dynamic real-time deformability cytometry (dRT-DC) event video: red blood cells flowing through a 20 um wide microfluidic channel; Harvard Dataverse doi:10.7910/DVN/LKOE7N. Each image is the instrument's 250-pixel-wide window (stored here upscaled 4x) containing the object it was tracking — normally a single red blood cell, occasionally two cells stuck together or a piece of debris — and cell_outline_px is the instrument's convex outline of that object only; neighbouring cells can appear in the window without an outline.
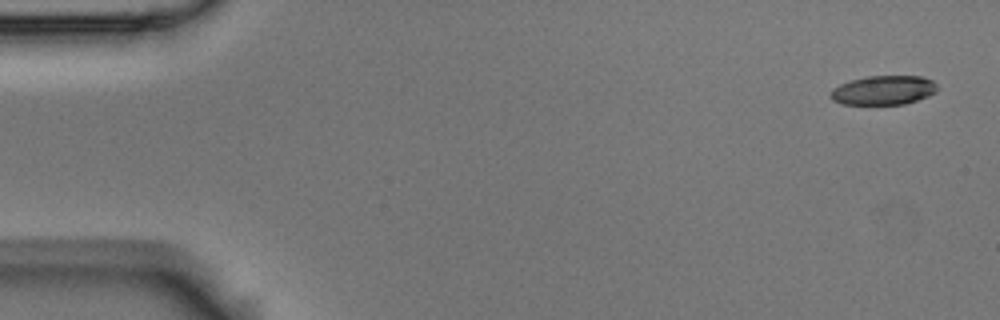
{"species": "Egyptian fruit bat (a non-hibernating species)", "species_latin": "Rousettus aegyptiacus", "temperature_condition": "room temperature", "stored_images_in_passage": 5, "segment_of_instrument_passage": [1, 2], "camera_frame_rate_fps": 3000, "um_per_image_px": 0.085, "animal": {"sex": "male"}, "frame": {"image": 1, "passage_image": 1, "time_ms": 0.0, "image_size_px": [1000, 320], "cell_outline_px": [[936, 92], [928, 96], [904, 104], [844, 104], [832, 100], [828, 96], [832, 88], [840, 84], [852, 80], [868, 76], [920, 76], [932, 80], [936, 84]], "centroid_in_image_um": [75.07, 7.67], "position_along_channel_um": 9.9, "area_um2": 18.09}}
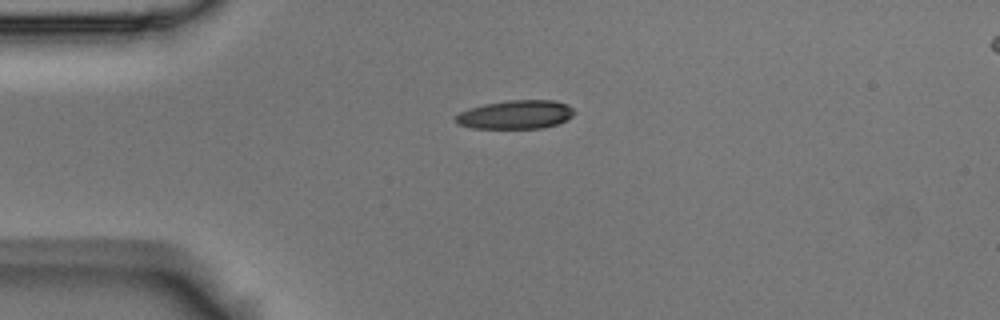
{"frame": {"image": 2, "passage_image": 4, "time_ms": 1.0, "image_size_px": [1000, 320], "cell_outline_px": [[576, 112], [568, 120], [544, 128], [472, 128], [456, 124], [452, 120], [452, 116], [460, 112], [484, 104], [508, 100], [552, 100], [568, 104]], "centroid_in_image_um": [43.81, 9.74], "position_along_channel_um": 41.2, "area_um2": 20.06}}